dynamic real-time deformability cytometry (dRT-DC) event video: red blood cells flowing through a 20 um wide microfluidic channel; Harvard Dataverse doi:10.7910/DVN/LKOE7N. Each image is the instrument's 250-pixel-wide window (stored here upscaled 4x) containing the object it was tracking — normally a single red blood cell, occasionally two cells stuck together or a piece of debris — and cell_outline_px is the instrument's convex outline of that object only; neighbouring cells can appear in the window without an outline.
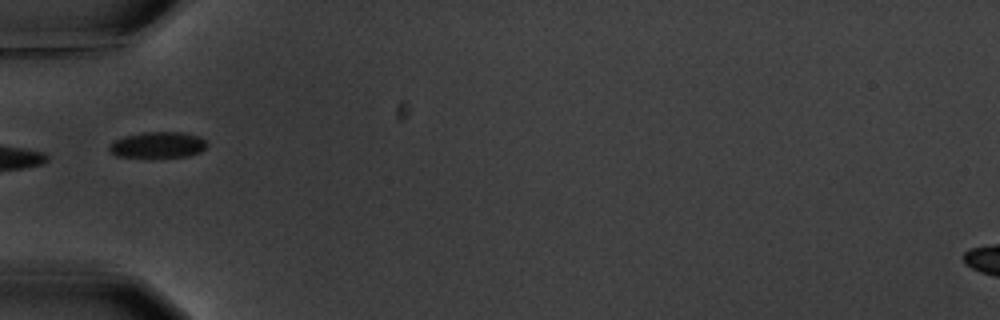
{"species": "common noctule bat (a hibernating species)", "species_latin": "Nyctalus noctula", "temperature_condition": "warm", "stored_images_in_passage": 8, "camera_frame_rate_fps": 3000, "um_per_image_px": 0.085, "animal": {"sex": "male", "body_mass_g": 20.1, "forearm_length_mm": 53.5}, "frame": {"image": 1, "passage_image": 6, "time_ms": 6.667, "image_size_px": [1000, 320], "cell_outline_px": [[208, 144], [200, 152], [188, 156], [152, 160], [116, 156], [108, 148], [108, 144], [112, 140], [124, 136], [144, 132], [184, 132], [200, 136]], "centroid_in_image_um": [13.37, 12.36], "position_along_channel_um": 71.6, "area_um2": 15.72}}